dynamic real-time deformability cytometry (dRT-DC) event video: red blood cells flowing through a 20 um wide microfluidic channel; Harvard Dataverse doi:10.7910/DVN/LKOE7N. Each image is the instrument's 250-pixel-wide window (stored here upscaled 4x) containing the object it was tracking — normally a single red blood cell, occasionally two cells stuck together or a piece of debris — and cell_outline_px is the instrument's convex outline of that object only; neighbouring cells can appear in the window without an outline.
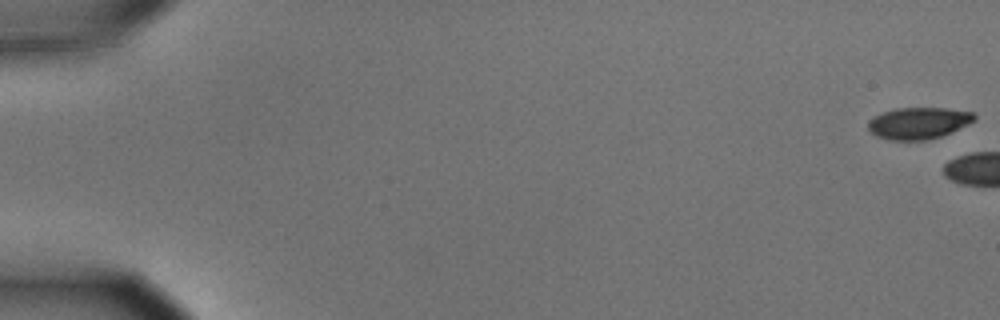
{"species": "common noctule bat (a hibernating species)", "species_latin": "Nyctalus noctula", "temperature_condition": "cold", "stored_images_in_passage": 7, "camera_frame_rate_fps": 3000, "um_per_image_px": 0.085, "animal": {"sex": "male", "body_mass_g": 15.6}, "frame": {"image": 1, "passage_image": 1, "time_ms": 0.0, "image_size_px": [1000, 320], "cell_outline_px": [[976, 120], [968, 124], [940, 136], [928, 140], [892, 140], [876, 136], [868, 128], [868, 120], [872, 116], [896, 108], [944, 108], [972, 112], [976, 116]], "centroid_in_image_um": [78.05, 10.46], "position_along_channel_um": 7.0, "area_um2": 19.48}}